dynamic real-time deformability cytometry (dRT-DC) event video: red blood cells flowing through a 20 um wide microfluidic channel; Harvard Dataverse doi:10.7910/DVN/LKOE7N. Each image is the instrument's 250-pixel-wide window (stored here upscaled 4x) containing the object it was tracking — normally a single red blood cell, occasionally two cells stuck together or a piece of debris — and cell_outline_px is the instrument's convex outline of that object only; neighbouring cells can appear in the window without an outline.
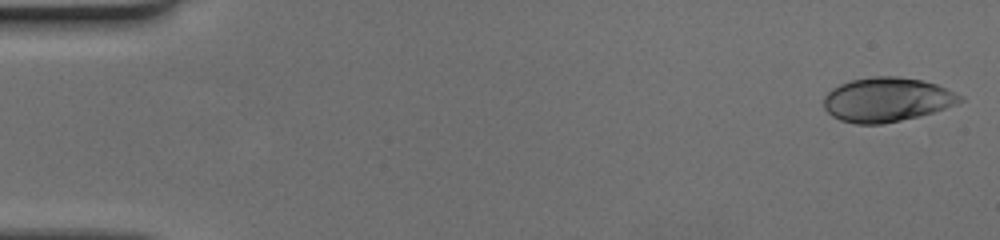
{"species": "human", "species_latin": "Homo sapiens", "temperature_condition": "cold", "stored_images_in_passage": 47, "camera_frame_rate_fps": 3000, "um_per_image_px": 0.085, "donor": {"sex": "female"}, "frame": {"image": 1, "passage_image": 1, "time_ms": 0.0, "image_size_px": [1000, 240], "cell_outline_px": [[964, 100], [956, 104], [920, 116], [884, 124], [856, 124], [840, 120], [832, 116], [824, 108], [824, 96], [832, 88], [840, 84], [852, 80], [872, 76], [900, 76], [920, 80], [936, 84], [964, 96]], "centroid_in_image_um": [75.38, 8.47], "position_along_channel_um": 9.6, "area_um2": 35.2}}
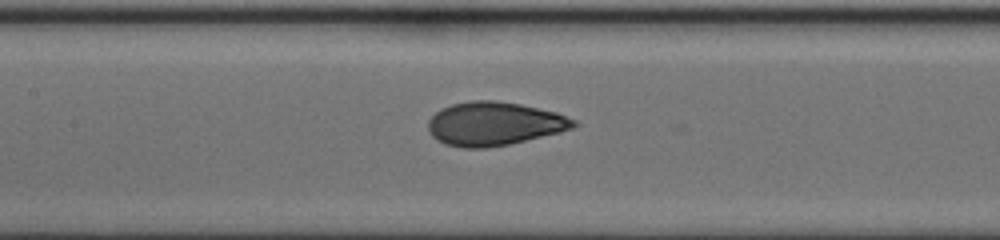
{"frame": {"image": 2, "passage_image": 24, "time_ms": 7.667, "image_size_px": [1000, 240], "cell_outline_px": [[580, 124], [572, 128], [560, 132], [508, 144], [484, 148], [464, 148], [444, 144], [436, 140], [432, 136], [428, 128], [428, 120], [440, 108], [452, 104], [472, 100], [492, 100], [520, 104], [556, 112], [576, 120]], "centroid_in_image_um": [41.99, 10.51], "position_along_channel_um": 165.4, "area_um2": 36.93}}
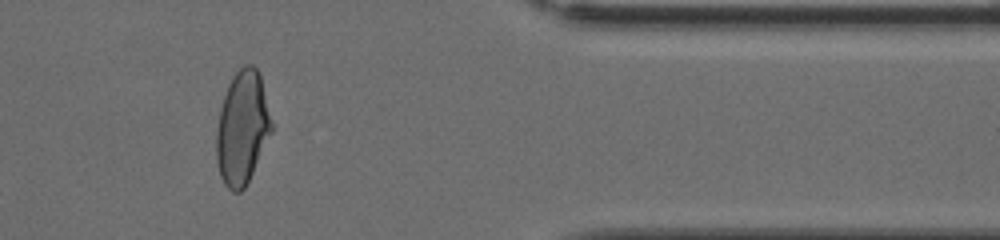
{"frame": {"image": 3, "passage_image": 42, "time_ms": 13.667, "image_size_px": [1000, 240], "cell_outline_px": [[272, 132], [244, 188], [240, 192], [232, 192], [224, 184], [220, 176], [216, 160], [216, 132], [220, 108], [228, 84], [232, 76], [244, 64], [252, 64], [256, 68], [260, 76], [272, 120]], "centroid_in_image_um": [20.58, 10.86], "position_along_channel_um": 390.8, "area_um2": 36.3}}